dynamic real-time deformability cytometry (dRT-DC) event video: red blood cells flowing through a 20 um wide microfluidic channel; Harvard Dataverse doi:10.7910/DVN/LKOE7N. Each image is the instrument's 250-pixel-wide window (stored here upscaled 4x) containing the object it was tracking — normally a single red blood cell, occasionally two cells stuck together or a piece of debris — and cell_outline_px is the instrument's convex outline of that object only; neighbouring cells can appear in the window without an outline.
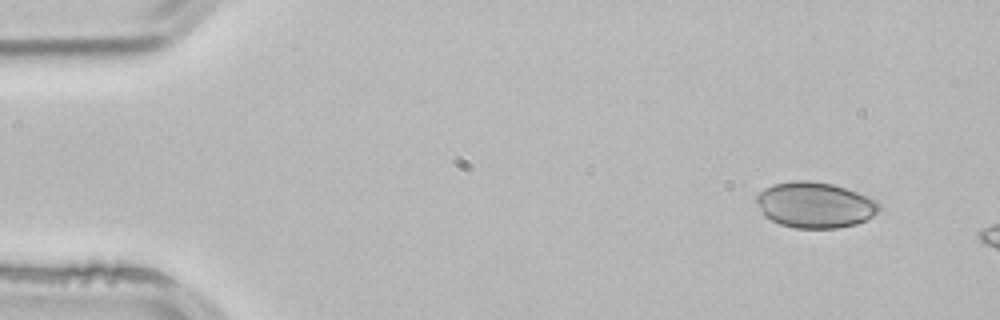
{"species": "common noctule bat (a hibernating species)", "species_latin": "Nyctalus noctula", "temperature_condition": "room temperature", "stored_images_in_passage": 2, "camera_frame_rate_fps": 3000, "um_per_image_px": 0.085, "animal": {"sex": "male", "body_mass_g": 21.5, "forearm_length_mm": 52.0}, "frame": {"image": 1, "passage_image": 1, "time_ms": 0.0, "image_size_px": [1000, 320], "cell_outline_px": [[880, 208], [872, 216], [856, 224], [836, 228], [796, 228], [780, 224], [764, 216], [756, 200], [756, 196], [764, 188], [772, 184], [796, 180], [808, 180], [832, 184], [856, 192], [876, 200], [880, 204]], "centroid_in_image_um": [69.25, 17.42], "position_along_channel_um": 15.8, "area_um2": 32.48}}